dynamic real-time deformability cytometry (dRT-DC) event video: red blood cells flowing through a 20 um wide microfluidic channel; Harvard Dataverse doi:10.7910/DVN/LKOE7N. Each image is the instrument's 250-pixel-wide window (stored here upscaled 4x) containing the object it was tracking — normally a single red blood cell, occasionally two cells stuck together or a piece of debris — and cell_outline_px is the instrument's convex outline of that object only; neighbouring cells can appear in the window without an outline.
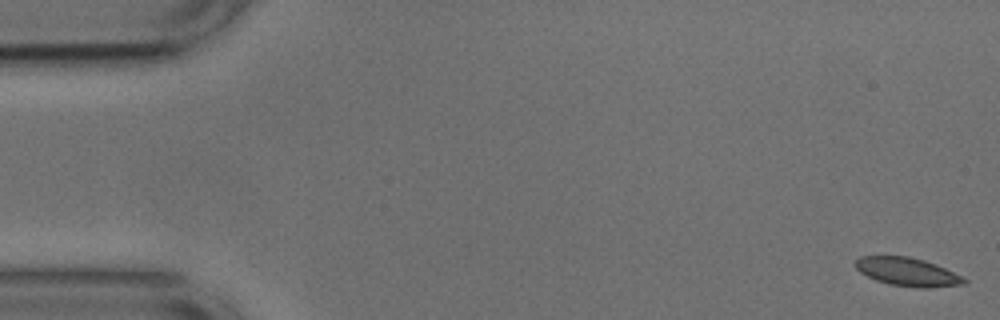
{"species": "common noctule bat (a hibernating species)", "species_latin": "Nyctalus noctula", "temperature_condition": "cold", "stored_images_in_passage": 54, "camera_frame_rate_fps": 3000, "um_per_image_px": 0.085, "animal": {"sex": "male", "body_mass_g": 17.9, "forearm_length_mm": 54.2}, "frame": {"image": 1, "passage_image": 1, "time_ms": 0.0, "image_size_px": [1000, 320], "cell_outline_px": [[968, 280], [964, 284], [928, 288], [916, 288], [888, 284], [876, 280], [860, 272], [856, 268], [856, 260], [860, 256], [908, 256], [924, 260], [936, 264]], "centroid_in_image_um": [77.12, 23.11], "position_along_channel_um": 7.9, "area_um2": 17.86}}
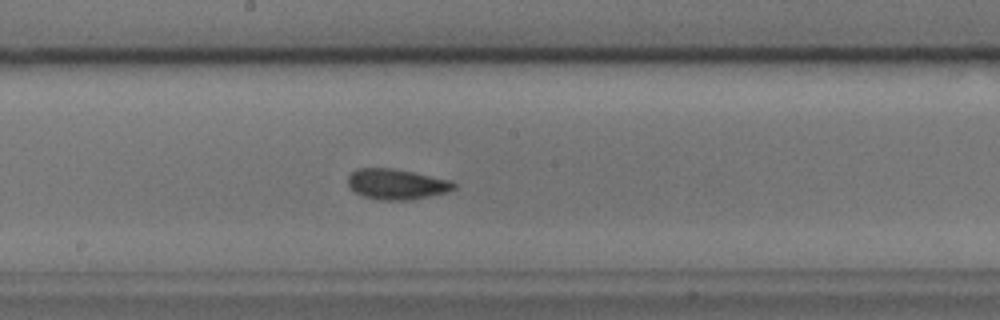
{"frame": {"image": 2, "passage_image": 28, "time_ms": 9.0, "image_size_px": [1000, 320], "cell_outline_px": [[456, 188], [448, 192], [408, 200], [380, 200], [364, 196], [356, 192], [348, 184], [348, 176], [356, 168], [392, 168], [452, 180], [456, 184]], "centroid_in_image_um": [33.73, 15.65], "position_along_channel_um": 214.5, "area_um2": 18.73}}
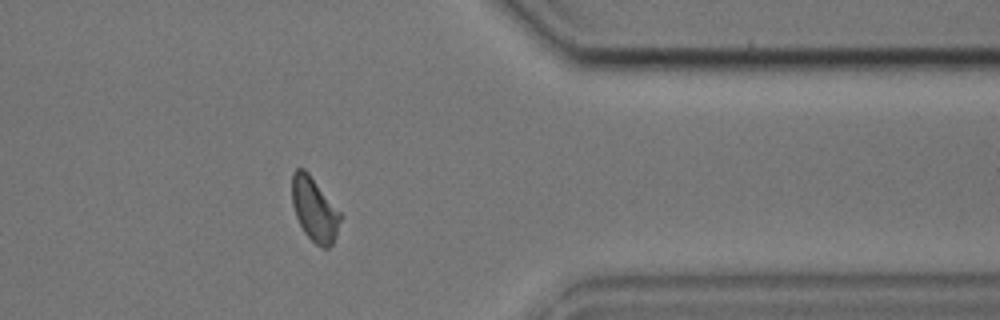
{"frame": {"image": 3, "passage_image": 43, "time_ms": 14.0, "image_size_px": [1000, 320], "cell_outline_px": [[344, 216], [336, 236], [332, 244], [328, 248], [320, 248], [304, 232], [296, 216], [292, 204], [292, 172], [296, 168], [304, 168], [308, 172]], "centroid_in_image_um": [26.75, 17.8], "position_along_channel_um": 384.6, "area_um2": 18.21}, "authors_computed_cell_mechanics": {"area_um2": 18.3226, "velocity_mm_per_s": 3.7215, "shape_relaxation_time_tau1_ms": 4.6689, "shape_relaxation_time_tau2_ms": 1.3283, "deformation_change_tau1": 0.0907, "deformation_change_tau2": 0.0654}}